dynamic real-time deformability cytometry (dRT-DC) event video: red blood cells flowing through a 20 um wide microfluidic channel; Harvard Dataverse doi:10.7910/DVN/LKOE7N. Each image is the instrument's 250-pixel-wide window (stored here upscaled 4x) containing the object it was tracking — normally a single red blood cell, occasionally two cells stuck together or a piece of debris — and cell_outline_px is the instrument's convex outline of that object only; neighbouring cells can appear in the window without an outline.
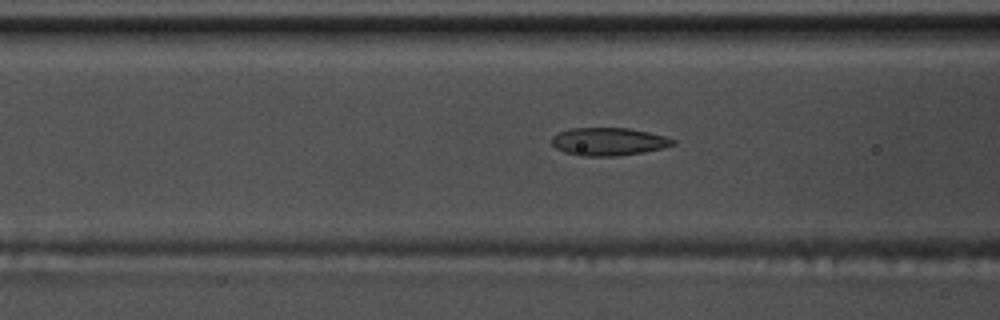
{"species": "common noctule bat (a hibernating species)", "species_latin": "Nyctalus noctula", "temperature_condition": "warm", "stored_images_in_passage": 51, "camera_frame_rate_fps": 3000, "um_per_image_px": 0.085, "animal": {"sex": "male", "body_mass_g": 17.5, "forearm_length_mm": 52.3}, "frame": {"image": 1, "passage_image": 18, "time_ms": 5.667, "image_size_px": [1000, 320], "cell_outline_px": [[676, 144], [664, 148], [644, 152], [616, 156], [580, 156], [564, 152], [556, 148], [552, 144], [552, 136], [560, 132], [572, 128], [628, 128], [648, 132], [664, 136], [676, 140]], "centroid_in_image_um": [51.74, 12.04], "position_along_channel_um": 114.9, "area_um2": 19.71}}
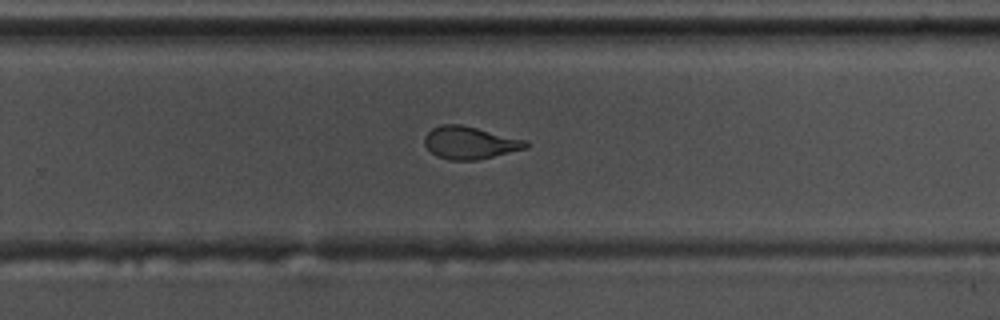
{"frame": {"image": 2, "passage_image": 32, "time_ms": 10.333, "image_size_px": [1000, 320], "cell_outline_px": [[528, 148], [476, 160], [448, 160], [436, 156], [424, 144], [424, 136], [432, 128], [440, 124], [460, 124], [528, 140]], "centroid_in_image_um": [39.93, 12.13], "position_along_channel_um": 289.9, "area_um2": 19.25}}
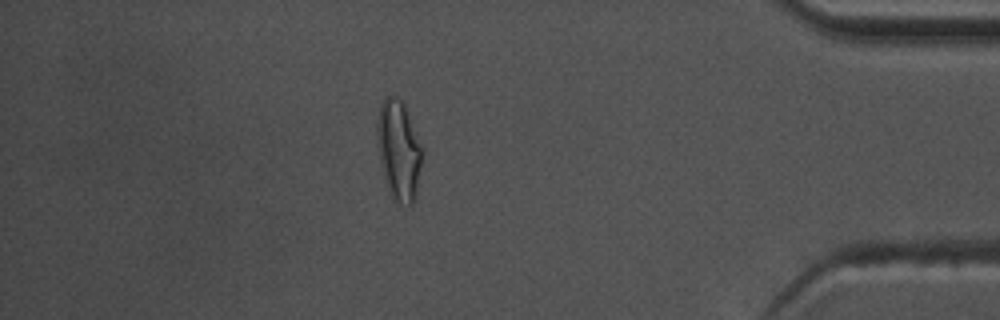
{"frame": {"image": 3, "passage_image": 44, "time_ms": 14.333, "image_size_px": [1000, 320], "cell_outline_px": [[420, 164], [416, 196], [412, 204], [408, 204], [396, 200], [388, 192], [380, 160], [376, 136], [376, 124], [380, 104], [384, 96], [396, 96], [404, 104], [420, 144]], "centroid_in_image_um": [33.84, 12.73], "position_along_channel_um": 401.4, "area_um2": 25.55}, "authors_computed_cell_mechanics": {"area_um2": 20.1722, "velocity_mm_per_s": 3.7601, "shape_relaxation_time_tau1_ms": 8.7843, "shape_relaxation_time_tau2_ms": 1.5053, "deformation_change_tau1": 0.2438, "deformation_change_tau2": 0.084}}